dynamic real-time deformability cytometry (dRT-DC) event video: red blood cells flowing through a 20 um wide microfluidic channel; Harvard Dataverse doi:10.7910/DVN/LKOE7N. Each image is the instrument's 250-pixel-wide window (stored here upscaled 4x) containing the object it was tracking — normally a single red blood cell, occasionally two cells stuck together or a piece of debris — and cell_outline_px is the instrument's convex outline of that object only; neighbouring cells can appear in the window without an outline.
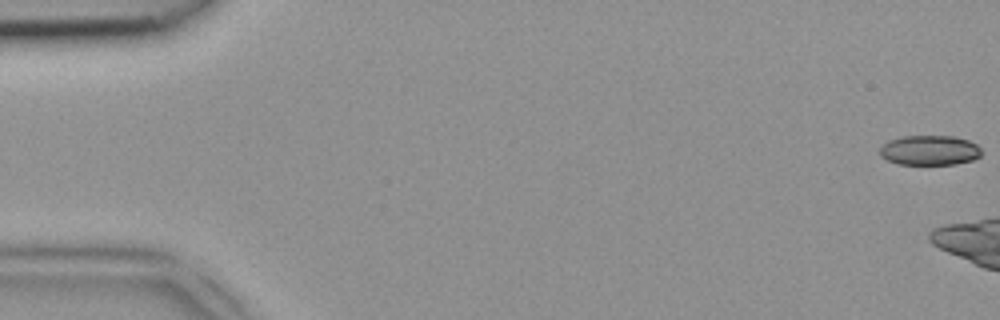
{"species": "common noctule bat (a hibernating species)", "species_latin": "Nyctalus noctula", "temperature_condition": "room temperature", "stored_images_in_passage": 7, "camera_frame_rate_fps": 3000, "um_per_image_px": 0.085, "animal": {"sex": "female", "body_mass_g": 18.4}, "frame": {"image": 1, "passage_image": 1, "time_ms": 0.0, "image_size_px": [1000, 320], "cell_outline_px": [[980, 156], [972, 160], [956, 164], [900, 164], [888, 160], [880, 156], [880, 148], [888, 140], [900, 136], [956, 136], [968, 140], [976, 144], [980, 148]], "centroid_in_image_um": [79.01, 12.76], "position_along_channel_um": 6.0, "area_um2": 17.69}}